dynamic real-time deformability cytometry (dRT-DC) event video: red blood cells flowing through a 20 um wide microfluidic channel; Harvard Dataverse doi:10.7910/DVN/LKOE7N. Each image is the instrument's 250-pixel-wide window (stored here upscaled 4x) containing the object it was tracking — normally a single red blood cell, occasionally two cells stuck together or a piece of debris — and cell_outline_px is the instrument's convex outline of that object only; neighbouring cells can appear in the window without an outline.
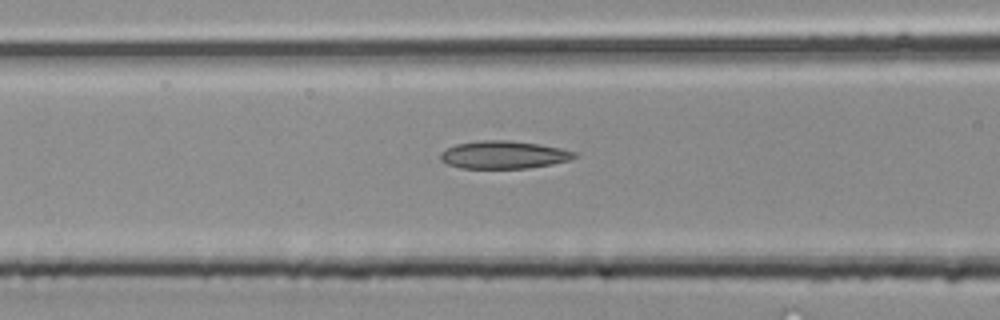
{"species": "common noctule bat (a hibernating species)", "species_latin": "Nyctalus noctula", "temperature_condition": "room temperature", "stored_images_in_passage": 32, "camera_frame_rate_fps": 3000, "um_per_image_px": 0.085, "animal": {"sex": "male", "body_mass_g": 20.4}, "frame": {"image": 1, "passage_image": 13, "time_ms": 4.0, "image_size_px": [1000, 320], "cell_outline_px": [[576, 156], [568, 160], [552, 164], [528, 168], [460, 168], [448, 164], [440, 160], [440, 152], [456, 144], [484, 140], [508, 140], [540, 144], [560, 148], [576, 152]], "centroid_in_image_um": [42.8, 13.16], "position_along_channel_um": 123.8, "area_um2": 21.56}}
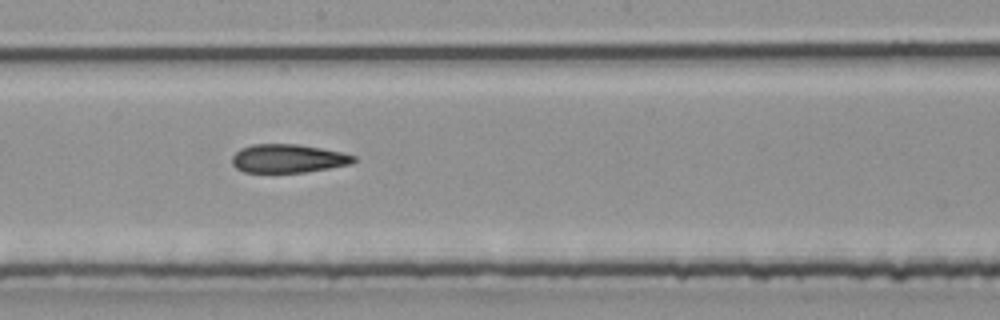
{"frame": {"image": 2, "passage_image": 19, "time_ms": 6.0, "image_size_px": [1000, 320], "cell_outline_px": [[356, 160], [352, 164], [304, 172], [244, 172], [236, 168], [232, 164], [232, 156], [240, 148], [252, 144], [296, 144], [344, 152], [356, 156]], "centroid_in_image_um": [24.49, 13.47], "position_along_channel_um": 223.7, "area_um2": 20.23}}
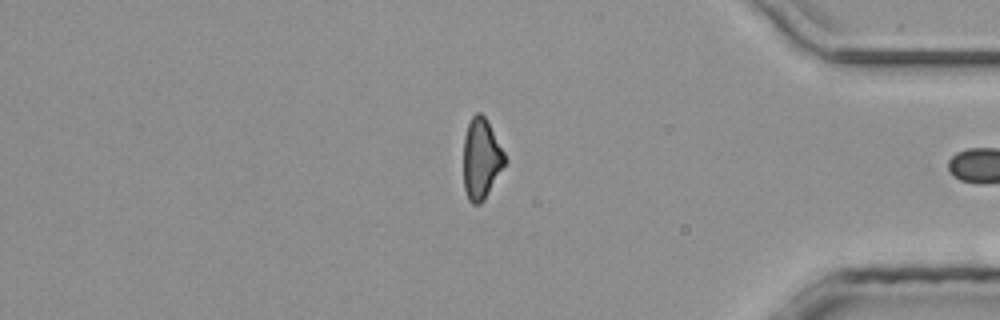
{"frame": {"image": 3, "passage_image": 31, "time_ms": 10.0, "image_size_px": [1000, 320], "cell_outline_px": [[508, 160], [484, 200], [480, 204], [472, 204], [468, 200], [464, 188], [464, 136], [468, 124], [472, 116], [476, 112], [480, 112], [484, 116], [504, 152]], "centroid_in_image_um": [40.9, 13.52], "position_along_channel_um": 394.3, "area_um2": 19.36}}